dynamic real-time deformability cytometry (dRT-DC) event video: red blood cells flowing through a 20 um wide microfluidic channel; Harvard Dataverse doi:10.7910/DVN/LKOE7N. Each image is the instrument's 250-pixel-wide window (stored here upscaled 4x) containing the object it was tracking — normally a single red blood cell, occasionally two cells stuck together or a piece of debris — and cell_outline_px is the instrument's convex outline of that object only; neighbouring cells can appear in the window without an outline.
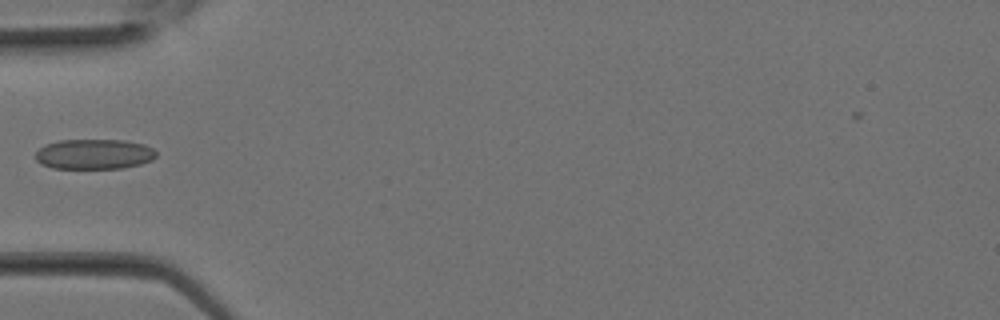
{"species": "Egyptian fruit bat (a non-hibernating species)", "species_latin": "Rousettus aegyptiacus", "temperature_condition": "room temperature", "stored_images_in_passage": 11, "camera_frame_rate_fps": 3000, "um_per_image_px": 0.085, "animal": {"sex": "female"}, "frame": {"image": 1, "passage_image": 10, "time_ms": 3.0, "image_size_px": [1000, 320], "cell_outline_px": [[156, 156], [152, 160], [140, 164], [124, 168], [52, 168], [40, 164], [36, 160], [36, 152], [44, 144], [60, 140], [124, 140], [144, 144], [152, 148], [156, 152]], "centroid_in_image_um": [7.99, 13.1], "position_along_channel_um": 77.0, "area_um2": 21.27}}